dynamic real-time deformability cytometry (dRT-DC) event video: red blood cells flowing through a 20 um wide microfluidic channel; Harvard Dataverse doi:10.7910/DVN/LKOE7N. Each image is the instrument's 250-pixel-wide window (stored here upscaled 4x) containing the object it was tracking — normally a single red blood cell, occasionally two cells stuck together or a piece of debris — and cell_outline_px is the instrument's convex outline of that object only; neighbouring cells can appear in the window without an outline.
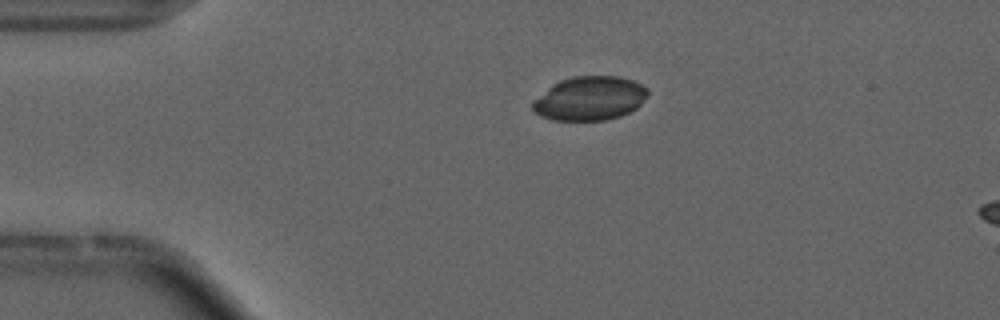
{"species": "common noctule bat (a hibernating species)", "species_latin": "Nyctalus noctula", "temperature_condition": "cold", "stored_images_in_passage": 6, "camera_frame_rate_fps": 3000, "um_per_image_px": 0.085, "animal": {"sex": "male", "forearm_length_mm": 52.5}, "frame": {"image": 1, "passage_image": 1, "time_ms": 0.0, "image_size_px": [1000, 320], "cell_outline_px": [[648, 96], [636, 108], [620, 116], [604, 120], [552, 120], [540, 116], [532, 108], [532, 100], [552, 84], [560, 80], [572, 76], [616, 76], [632, 80], [648, 88]], "centroid_in_image_um": [50.1, 8.36], "position_along_channel_um": 34.9, "area_um2": 29.54}}